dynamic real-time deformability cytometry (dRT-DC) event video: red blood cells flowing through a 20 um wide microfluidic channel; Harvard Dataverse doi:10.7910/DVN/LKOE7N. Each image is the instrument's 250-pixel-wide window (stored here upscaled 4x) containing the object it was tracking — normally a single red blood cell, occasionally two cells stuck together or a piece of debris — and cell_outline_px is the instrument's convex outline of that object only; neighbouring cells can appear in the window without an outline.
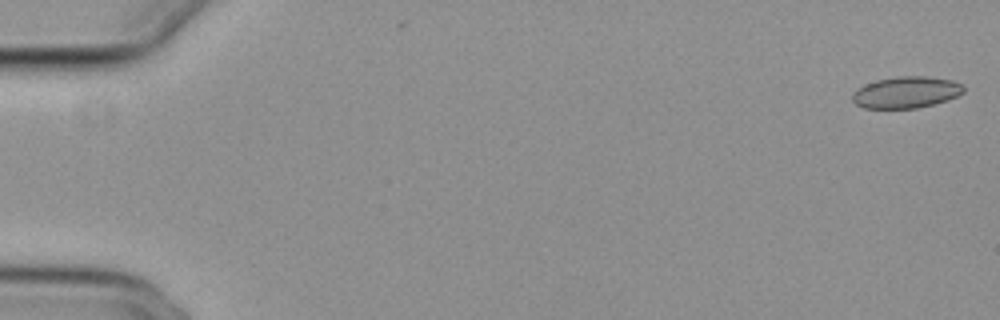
{"species": "common noctule bat (a hibernating species)", "species_latin": "Nyctalus noctula", "temperature_condition": "cold", "stored_images_in_passage": 10, "camera_frame_rate_fps": 3000, "um_per_image_px": 0.085, "animal": {"sex": "female", "body_mass_g": 29.2, "forearm_length_mm": 56.3}, "frame": {"image": 1, "passage_image": 1, "time_ms": 0.0, "image_size_px": [1000, 320], "cell_outline_px": [[964, 92], [948, 100], [916, 108], [864, 108], [856, 104], [852, 100], [852, 92], [856, 88], [876, 80], [896, 76], [928, 76], [952, 80], [964, 84]], "centroid_in_image_um": [77.02, 7.83], "position_along_channel_um": 8.0, "area_um2": 20.58}}